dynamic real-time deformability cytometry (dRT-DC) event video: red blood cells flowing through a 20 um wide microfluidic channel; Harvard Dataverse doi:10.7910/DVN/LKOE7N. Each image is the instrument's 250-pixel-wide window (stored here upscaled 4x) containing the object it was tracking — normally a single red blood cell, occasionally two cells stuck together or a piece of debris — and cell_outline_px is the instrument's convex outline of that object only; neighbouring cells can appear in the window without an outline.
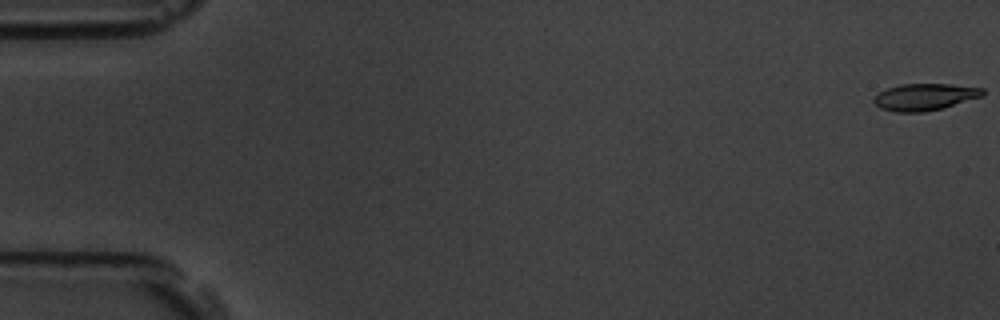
{"species": "common noctule bat (a hibernating species)", "species_latin": "Nyctalus noctula", "temperature_condition": "room temperature", "stored_images_in_passage": 57, "camera_frame_rate_fps": 3000, "um_per_image_px": 0.085, "animal": {"sex": "male", "body_mass_g": 19.5, "forearm_length_mm": 54.6}, "frame": {"image": 1, "passage_image": 1, "time_ms": 0.0, "image_size_px": [1000, 320], "cell_outline_px": [[984, 96], [944, 108], [924, 112], [896, 112], [880, 108], [872, 100], [880, 92], [888, 88], [900, 84], [952, 84], [984, 88]], "centroid_in_image_um": [78.65, 8.24], "position_along_channel_um": 6.4, "area_um2": 17.11}}
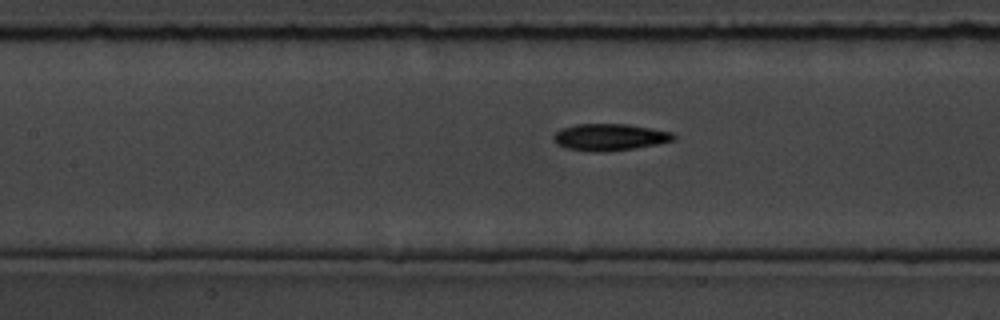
{"frame": {"image": 2, "passage_image": 26, "time_ms": 8.333, "image_size_px": [1000, 320], "cell_outline_px": [[676, 140], [656, 144], [632, 148], [604, 152], [592, 152], [568, 148], [556, 144], [552, 140], [552, 136], [560, 128], [576, 124], [628, 124], [652, 128], [672, 132], [676, 136]], "centroid_in_image_um": [51.8, 11.65], "position_along_channel_um": 155.6, "area_um2": 18.84}}
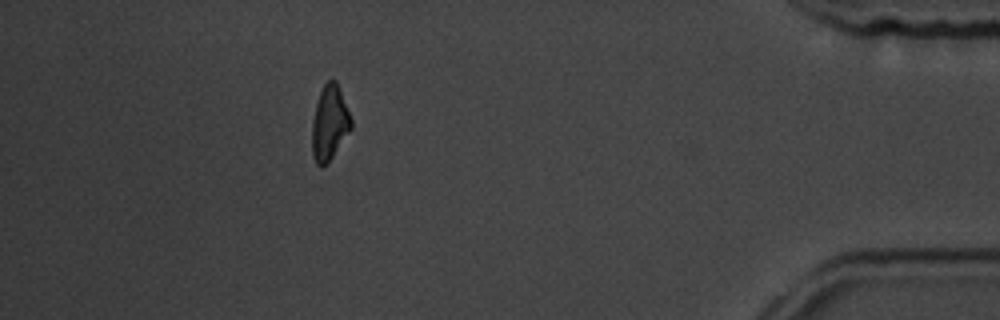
{"frame": {"image": 3, "passage_image": 51, "time_ms": 16.667, "image_size_px": [1000, 320], "cell_outline_px": [[352, 128], [332, 156], [320, 168], [316, 164], [312, 156], [312, 120], [316, 100], [324, 84], [328, 80], [336, 80], [340, 88], [352, 120]], "centroid_in_image_um": [28.0, 10.42], "position_along_channel_um": 407.2, "area_um2": 17.05}, "authors_computed_cell_mechanics": {"area_um2": 17.8602, "velocity_mm_per_s": 3.6478, "shape_relaxation_time_tau1_ms": 3.5806, "shape_relaxation_time_tau2_ms": 6.1971, "deformation_change_tau1": 0.1531, "deformation_change_tau2": 0.1433}}